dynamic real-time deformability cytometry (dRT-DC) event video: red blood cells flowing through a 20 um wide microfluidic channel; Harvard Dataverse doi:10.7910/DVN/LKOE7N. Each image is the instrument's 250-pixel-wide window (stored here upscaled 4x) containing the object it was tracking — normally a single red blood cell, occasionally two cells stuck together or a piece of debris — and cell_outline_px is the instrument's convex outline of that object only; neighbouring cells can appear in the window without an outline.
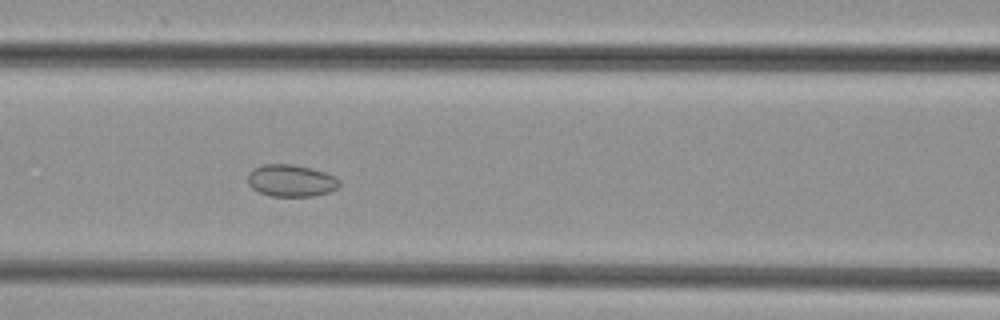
{"species": "common noctule bat (a hibernating species)", "species_latin": "Nyctalus noctula", "temperature_condition": "cold", "stored_images_in_passage": 35, "camera_frame_rate_fps": 3000, "um_per_image_px": 0.085, "animal": {"sex": "female", "body_mass_g": 29.2, "forearm_length_mm": 56.3}, "frame": {"image": 1, "passage_image": 7, "time_ms": 2.0, "image_size_px": [1000, 320], "cell_outline_px": [[340, 184], [336, 188], [328, 192], [312, 196], [268, 196], [252, 188], [248, 184], [248, 172], [252, 168], [264, 164], [292, 164], [312, 168], [336, 176], [340, 180]], "centroid_in_image_um": [24.72, 15.34], "position_along_channel_um": 141.9, "area_um2": 17.22}}
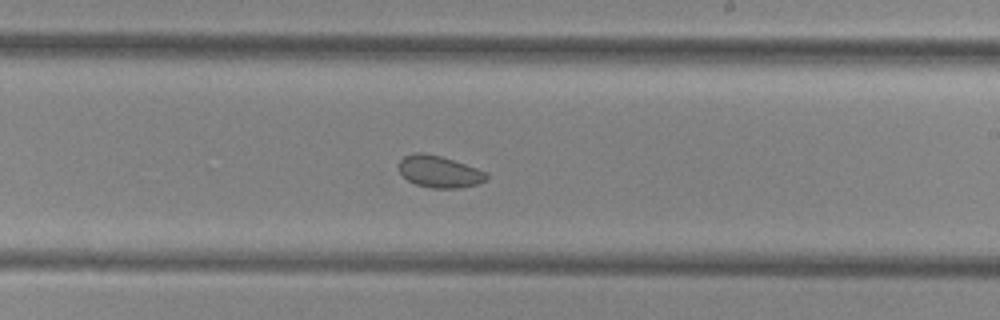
{"frame": {"image": 2, "passage_image": 15, "time_ms": 4.667, "image_size_px": [1000, 320], "cell_outline_px": [[488, 180], [476, 184], [460, 188], [432, 188], [416, 184], [408, 180], [400, 172], [400, 160], [404, 156], [412, 152], [420, 152], [440, 156], [488, 172]], "centroid_in_image_um": [37.36, 14.59], "position_along_channel_um": 251.6, "area_um2": 16.13}}
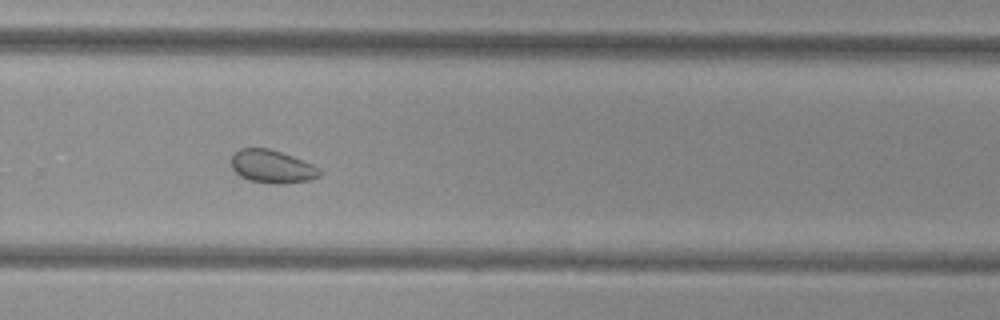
{"frame": {"image": 3, "passage_image": 19, "time_ms": 6.0, "image_size_px": [1000, 320], "cell_outline_px": [[320, 176], [308, 180], [284, 184], [276, 184], [248, 180], [240, 176], [232, 168], [232, 156], [240, 148], [268, 148], [292, 156], [312, 164], [320, 168]], "centroid_in_image_um": [23.13, 14.16], "position_along_channel_um": 306.7, "area_um2": 16.88}}